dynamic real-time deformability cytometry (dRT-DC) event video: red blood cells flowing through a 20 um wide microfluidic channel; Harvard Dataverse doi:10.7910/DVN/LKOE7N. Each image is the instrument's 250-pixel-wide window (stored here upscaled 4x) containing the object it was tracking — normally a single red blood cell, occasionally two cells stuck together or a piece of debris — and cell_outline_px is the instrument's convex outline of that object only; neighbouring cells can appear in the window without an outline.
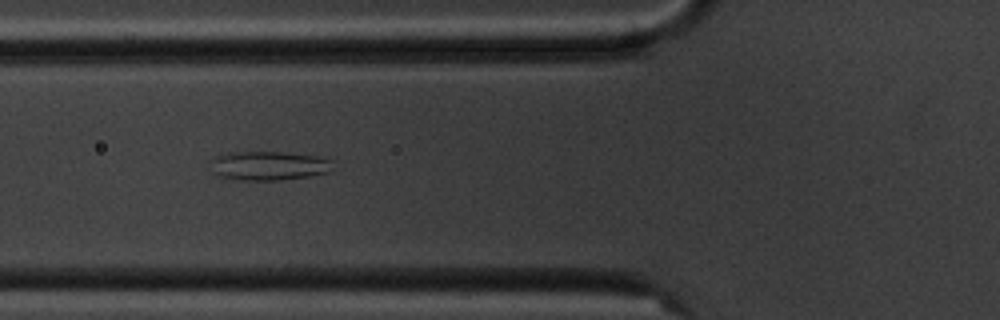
{"species": "common noctule bat (a hibernating species)", "species_latin": "Nyctalus noctula", "temperature_condition": "cold", "stored_images_in_passage": 10, "camera_frame_rate_fps": 3000, "um_per_image_px": 0.085, "animal": {"sex": "male", "body_mass_g": 20.1, "forearm_length_mm": 53.5}, "frame": {"image": 1, "passage_image": 6, "time_ms": 5.667, "image_size_px": [1000, 320], "cell_outline_px": [[332, 160], [328, 172], [308, 176], [276, 180], [244, 180], [220, 176], [216, 172], [208, 160], [216, 156], [232, 152], [280, 152], [316, 156]], "centroid_in_image_um": [22.81, 14.07], "position_along_channel_um": 103.0, "area_um2": 20.23}}